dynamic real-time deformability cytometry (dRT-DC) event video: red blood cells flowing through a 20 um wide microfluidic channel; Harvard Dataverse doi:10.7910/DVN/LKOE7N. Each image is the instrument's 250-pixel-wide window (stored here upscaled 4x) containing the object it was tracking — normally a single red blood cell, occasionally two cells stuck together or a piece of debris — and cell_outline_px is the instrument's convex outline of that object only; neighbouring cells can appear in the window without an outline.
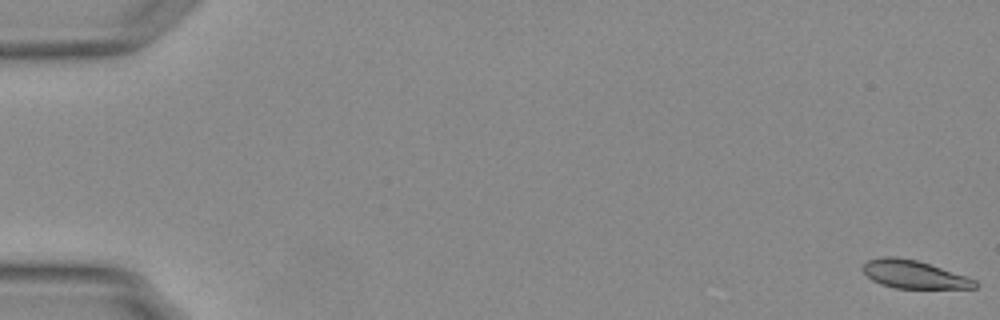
{"species": "Egyptian fruit bat (a non-hibernating species)", "species_latin": "Rousettus aegyptiacus", "temperature_condition": "warm", "stored_images_in_passage": 56, "camera_frame_rate_fps": 3000, "um_per_image_px": 0.085, "animal": {"sex": "female"}, "frame": {"image": 1, "passage_image": 1, "time_ms": 0.0, "image_size_px": [1000, 320], "cell_outline_px": [[980, 284], [976, 288], [896, 288], [880, 284], [872, 280], [864, 272], [864, 264], [868, 260], [880, 256], [896, 256], [916, 260], [968, 276], [976, 280]], "centroid_in_image_um": [77.72, 23.32], "position_along_channel_um": 7.3, "area_um2": 18.32}}
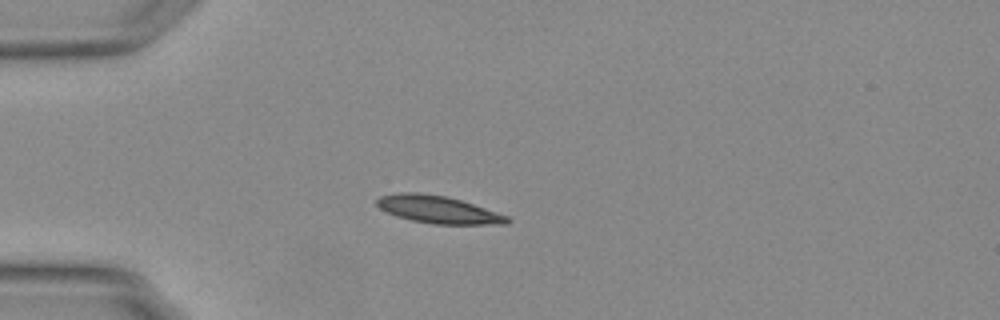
{"frame": {"image": 2, "passage_image": 16, "time_ms": 5.0, "image_size_px": [1000, 320], "cell_outline_px": [[512, 220], [508, 224], [432, 224], [412, 220], [396, 216], [380, 208], [376, 204], [376, 200], [380, 196], [400, 192], [420, 192], [444, 196], [460, 200], [508, 216]], "centroid_in_image_um": [37.23, 17.81], "position_along_channel_um": 47.8, "area_um2": 20.69}}
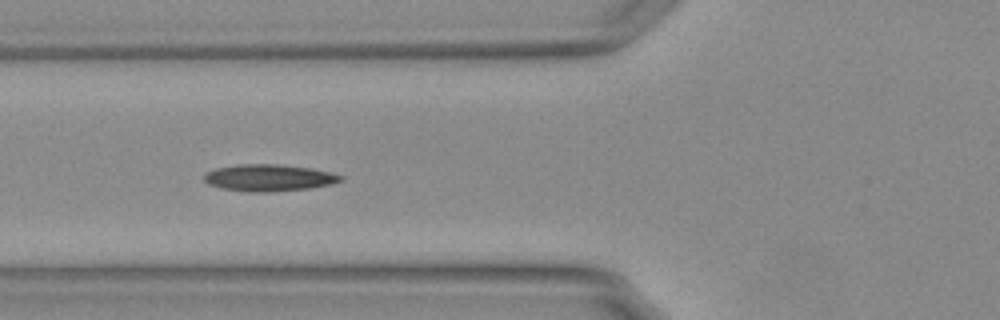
{"frame": {"image": 3, "passage_image": 22, "time_ms": 7.0, "image_size_px": [1000, 320], "cell_outline_px": [[344, 180], [332, 184], [312, 188], [272, 192], [248, 192], [224, 188], [208, 184], [204, 180], [204, 176], [208, 172], [216, 168], [236, 164], [280, 164], [308, 168], [328, 172], [344, 176]], "centroid_in_image_um": [22.88, 15.11], "position_along_channel_um": 102.9, "area_um2": 21.33}}